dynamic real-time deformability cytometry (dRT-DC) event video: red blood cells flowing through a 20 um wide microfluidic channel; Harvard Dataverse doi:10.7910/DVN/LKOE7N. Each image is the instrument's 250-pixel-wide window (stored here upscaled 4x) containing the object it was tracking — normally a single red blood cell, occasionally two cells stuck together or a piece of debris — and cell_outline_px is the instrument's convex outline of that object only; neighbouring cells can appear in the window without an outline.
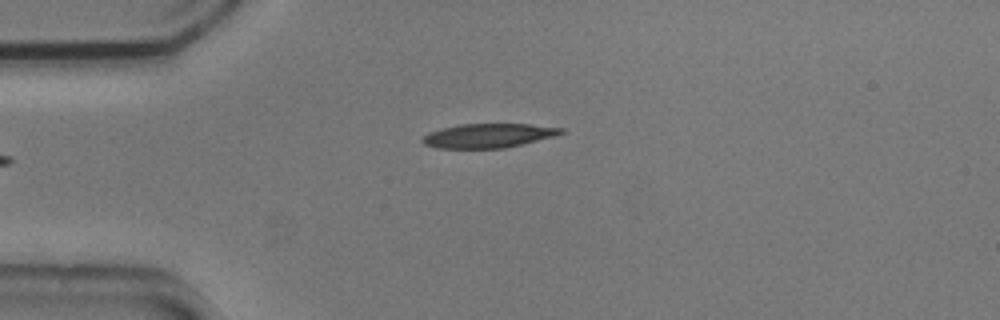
{"species": "common noctule bat (a hibernating species)", "species_latin": "Nyctalus noctula", "temperature_condition": "cold", "stored_images_in_passage": 2, "camera_frame_rate_fps": 3000, "um_per_image_px": 0.085, "animal": {"sex": "male", "body_mass_g": 20.5, "forearm_length_mm": 52.5}, "frame": {"image": 1, "passage_image": 2, "time_ms": 0.333, "image_size_px": [1000, 320], "cell_outline_px": [[564, 132], [556, 136], [504, 148], [436, 148], [424, 144], [420, 140], [428, 132], [440, 128], [460, 124], [528, 124], [564, 128]], "centroid_in_image_um": [41.48, 11.52], "position_along_channel_um": 43.5, "area_um2": 19.54}}